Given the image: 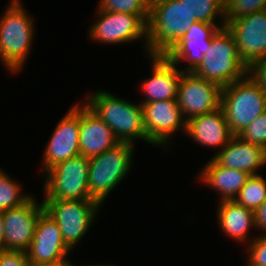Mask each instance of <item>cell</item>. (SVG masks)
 Returning <instances> with one entry per match:
<instances>
[{
    "mask_svg": "<svg viewBox=\"0 0 266 266\" xmlns=\"http://www.w3.org/2000/svg\"><path fill=\"white\" fill-rule=\"evenodd\" d=\"M197 22L179 0H150L147 46L152 55H165Z\"/></svg>",
    "mask_w": 266,
    "mask_h": 266,
    "instance_id": "6da1fadb",
    "label": "cell"
},
{
    "mask_svg": "<svg viewBox=\"0 0 266 266\" xmlns=\"http://www.w3.org/2000/svg\"><path fill=\"white\" fill-rule=\"evenodd\" d=\"M91 93L86 97L85 104L110 127L119 142L133 144L135 140L141 139L153 145L144 129L143 109L140 103L135 104L116 97L109 91Z\"/></svg>",
    "mask_w": 266,
    "mask_h": 266,
    "instance_id": "7a4b0ae2",
    "label": "cell"
},
{
    "mask_svg": "<svg viewBox=\"0 0 266 266\" xmlns=\"http://www.w3.org/2000/svg\"><path fill=\"white\" fill-rule=\"evenodd\" d=\"M0 18V61L11 73L26 63L35 30L34 18L24 9L20 0H10Z\"/></svg>",
    "mask_w": 266,
    "mask_h": 266,
    "instance_id": "3957f363",
    "label": "cell"
},
{
    "mask_svg": "<svg viewBox=\"0 0 266 266\" xmlns=\"http://www.w3.org/2000/svg\"><path fill=\"white\" fill-rule=\"evenodd\" d=\"M203 56L201 65L193 74L221 88L247 75L248 66L240 58L235 39L226 26L212 36L210 48Z\"/></svg>",
    "mask_w": 266,
    "mask_h": 266,
    "instance_id": "277c9868",
    "label": "cell"
},
{
    "mask_svg": "<svg viewBox=\"0 0 266 266\" xmlns=\"http://www.w3.org/2000/svg\"><path fill=\"white\" fill-rule=\"evenodd\" d=\"M230 132L239 135L266 112V92L248 75L222 88L221 104Z\"/></svg>",
    "mask_w": 266,
    "mask_h": 266,
    "instance_id": "5b68a950",
    "label": "cell"
},
{
    "mask_svg": "<svg viewBox=\"0 0 266 266\" xmlns=\"http://www.w3.org/2000/svg\"><path fill=\"white\" fill-rule=\"evenodd\" d=\"M134 145L119 142L102 154L89 158L88 191L93 200L102 204L120 184L132 167Z\"/></svg>",
    "mask_w": 266,
    "mask_h": 266,
    "instance_id": "8992f818",
    "label": "cell"
},
{
    "mask_svg": "<svg viewBox=\"0 0 266 266\" xmlns=\"http://www.w3.org/2000/svg\"><path fill=\"white\" fill-rule=\"evenodd\" d=\"M88 176L89 158L83 155L58 163L45 172L44 200H93Z\"/></svg>",
    "mask_w": 266,
    "mask_h": 266,
    "instance_id": "52a82bcc",
    "label": "cell"
},
{
    "mask_svg": "<svg viewBox=\"0 0 266 266\" xmlns=\"http://www.w3.org/2000/svg\"><path fill=\"white\" fill-rule=\"evenodd\" d=\"M45 212L58 224L71 250L81 241L101 208L96 200H43ZM93 222V223H92Z\"/></svg>",
    "mask_w": 266,
    "mask_h": 266,
    "instance_id": "ba28073f",
    "label": "cell"
},
{
    "mask_svg": "<svg viewBox=\"0 0 266 266\" xmlns=\"http://www.w3.org/2000/svg\"><path fill=\"white\" fill-rule=\"evenodd\" d=\"M96 15L99 18L89 29L91 40L113 45L143 38L147 46V22L140 15L105 10Z\"/></svg>",
    "mask_w": 266,
    "mask_h": 266,
    "instance_id": "9c48e42d",
    "label": "cell"
},
{
    "mask_svg": "<svg viewBox=\"0 0 266 266\" xmlns=\"http://www.w3.org/2000/svg\"><path fill=\"white\" fill-rule=\"evenodd\" d=\"M221 91L218 84L184 72L177 92V102L183 118L187 121L220 108Z\"/></svg>",
    "mask_w": 266,
    "mask_h": 266,
    "instance_id": "30bf717a",
    "label": "cell"
},
{
    "mask_svg": "<svg viewBox=\"0 0 266 266\" xmlns=\"http://www.w3.org/2000/svg\"><path fill=\"white\" fill-rule=\"evenodd\" d=\"M81 123V104L77 103L63 116L42 156V171L45 173L55 165L72 157L80 155L79 128Z\"/></svg>",
    "mask_w": 266,
    "mask_h": 266,
    "instance_id": "8fae6325",
    "label": "cell"
},
{
    "mask_svg": "<svg viewBox=\"0 0 266 266\" xmlns=\"http://www.w3.org/2000/svg\"><path fill=\"white\" fill-rule=\"evenodd\" d=\"M140 104L143 109L144 129L153 146H168L170 136L172 137L179 129H182V132L186 131V120L177 99Z\"/></svg>",
    "mask_w": 266,
    "mask_h": 266,
    "instance_id": "7c38bea8",
    "label": "cell"
},
{
    "mask_svg": "<svg viewBox=\"0 0 266 266\" xmlns=\"http://www.w3.org/2000/svg\"><path fill=\"white\" fill-rule=\"evenodd\" d=\"M45 211L43 201L31 196L22 205L3 211L4 250L27 251L33 240L39 216Z\"/></svg>",
    "mask_w": 266,
    "mask_h": 266,
    "instance_id": "4fadbf2b",
    "label": "cell"
},
{
    "mask_svg": "<svg viewBox=\"0 0 266 266\" xmlns=\"http://www.w3.org/2000/svg\"><path fill=\"white\" fill-rule=\"evenodd\" d=\"M238 47L240 58L249 66L266 57V9L236 20H225Z\"/></svg>",
    "mask_w": 266,
    "mask_h": 266,
    "instance_id": "5bb4252c",
    "label": "cell"
},
{
    "mask_svg": "<svg viewBox=\"0 0 266 266\" xmlns=\"http://www.w3.org/2000/svg\"><path fill=\"white\" fill-rule=\"evenodd\" d=\"M70 250L63 241L58 224L44 211L38 218L33 240L26 251L32 264L71 262Z\"/></svg>",
    "mask_w": 266,
    "mask_h": 266,
    "instance_id": "9a60e30c",
    "label": "cell"
},
{
    "mask_svg": "<svg viewBox=\"0 0 266 266\" xmlns=\"http://www.w3.org/2000/svg\"><path fill=\"white\" fill-rule=\"evenodd\" d=\"M218 29L217 24L197 21L164 56L176 65L186 61L183 71L193 73L201 65Z\"/></svg>",
    "mask_w": 266,
    "mask_h": 266,
    "instance_id": "2e32d148",
    "label": "cell"
},
{
    "mask_svg": "<svg viewBox=\"0 0 266 266\" xmlns=\"http://www.w3.org/2000/svg\"><path fill=\"white\" fill-rule=\"evenodd\" d=\"M150 59L153 75L141 84L142 92L146 95L141 103L177 99L178 85L184 71L179 70L164 55H152Z\"/></svg>",
    "mask_w": 266,
    "mask_h": 266,
    "instance_id": "e0dca14e",
    "label": "cell"
},
{
    "mask_svg": "<svg viewBox=\"0 0 266 266\" xmlns=\"http://www.w3.org/2000/svg\"><path fill=\"white\" fill-rule=\"evenodd\" d=\"M118 143L110 127L83 102L79 128L80 155L90 158L102 154Z\"/></svg>",
    "mask_w": 266,
    "mask_h": 266,
    "instance_id": "ac0fdd59",
    "label": "cell"
},
{
    "mask_svg": "<svg viewBox=\"0 0 266 266\" xmlns=\"http://www.w3.org/2000/svg\"><path fill=\"white\" fill-rule=\"evenodd\" d=\"M221 166L258 175L260 167L266 165V150L233 135L229 143L212 156Z\"/></svg>",
    "mask_w": 266,
    "mask_h": 266,
    "instance_id": "d6986e66",
    "label": "cell"
},
{
    "mask_svg": "<svg viewBox=\"0 0 266 266\" xmlns=\"http://www.w3.org/2000/svg\"><path fill=\"white\" fill-rule=\"evenodd\" d=\"M185 133L194 142L206 147H218L221 148L220 150L229 143L233 136L221 107L188 119Z\"/></svg>",
    "mask_w": 266,
    "mask_h": 266,
    "instance_id": "ffe728a7",
    "label": "cell"
},
{
    "mask_svg": "<svg viewBox=\"0 0 266 266\" xmlns=\"http://www.w3.org/2000/svg\"><path fill=\"white\" fill-rule=\"evenodd\" d=\"M201 182L220 193V201L234 200L251 176L245 171L221 166L213 157L200 171Z\"/></svg>",
    "mask_w": 266,
    "mask_h": 266,
    "instance_id": "44dd1931",
    "label": "cell"
},
{
    "mask_svg": "<svg viewBox=\"0 0 266 266\" xmlns=\"http://www.w3.org/2000/svg\"><path fill=\"white\" fill-rule=\"evenodd\" d=\"M217 211L219 227L227 237L245 242L249 230L255 228L254 212L235 200L220 201Z\"/></svg>",
    "mask_w": 266,
    "mask_h": 266,
    "instance_id": "7402d4cb",
    "label": "cell"
},
{
    "mask_svg": "<svg viewBox=\"0 0 266 266\" xmlns=\"http://www.w3.org/2000/svg\"><path fill=\"white\" fill-rule=\"evenodd\" d=\"M193 15L196 21L217 24L219 28L226 26L225 23V1L224 0H179ZM220 21L216 23L217 17Z\"/></svg>",
    "mask_w": 266,
    "mask_h": 266,
    "instance_id": "603a6c76",
    "label": "cell"
},
{
    "mask_svg": "<svg viewBox=\"0 0 266 266\" xmlns=\"http://www.w3.org/2000/svg\"><path fill=\"white\" fill-rule=\"evenodd\" d=\"M234 200L255 212L266 200V179L260 174L251 175Z\"/></svg>",
    "mask_w": 266,
    "mask_h": 266,
    "instance_id": "cb8c5ba5",
    "label": "cell"
},
{
    "mask_svg": "<svg viewBox=\"0 0 266 266\" xmlns=\"http://www.w3.org/2000/svg\"><path fill=\"white\" fill-rule=\"evenodd\" d=\"M21 185L0 169V211H7L26 202L32 195L21 193Z\"/></svg>",
    "mask_w": 266,
    "mask_h": 266,
    "instance_id": "d4e9b609",
    "label": "cell"
},
{
    "mask_svg": "<svg viewBox=\"0 0 266 266\" xmlns=\"http://www.w3.org/2000/svg\"><path fill=\"white\" fill-rule=\"evenodd\" d=\"M98 10L140 15L149 20L150 0H100Z\"/></svg>",
    "mask_w": 266,
    "mask_h": 266,
    "instance_id": "484cf974",
    "label": "cell"
},
{
    "mask_svg": "<svg viewBox=\"0 0 266 266\" xmlns=\"http://www.w3.org/2000/svg\"><path fill=\"white\" fill-rule=\"evenodd\" d=\"M225 20H236L266 9V0H224Z\"/></svg>",
    "mask_w": 266,
    "mask_h": 266,
    "instance_id": "4316f807",
    "label": "cell"
},
{
    "mask_svg": "<svg viewBox=\"0 0 266 266\" xmlns=\"http://www.w3.org/2000/svg\"><path fill=\"white\" fill-rule=\"evenodd\" d=\"M238 136L266 150V112L254 119Z\"/></svg>",
    "mask_w": 266,
    "mask_h": 266,
    "instance_id": "83f0119b",
    "label": "cell"
},
{
    "mask_svg": "<svg viewBox=\"0 0 266 266\" xmlns=\"http://www.w3.org/2000/svg\"><path fill=\"white\" fill-rule=\"evenodd\" d=\"M249 242L246 266H266V235H260Z\"/></svg>",
    "mask_w": 266,
    "mask_h": 266,
    "instance_id": "f1b7e54d",
    "label": "cell"
},
{
    "mask_svg": "<svg viewBox=\"0 0 266 266\" xmlns=\"http://www.w3.org/2000/svg\"><path fill=\"white\" fill-rule=\"evenodd\" d=\"M25 251L0 250V266H31Z\"/></svg>",
    "mask_w": 266,
    "mask_h": 266,
    "instance_id": "f546056e",
    "label": "cell"
},
{
    "mask_svg": "<svg viewBox=\"0 0 266 266\" xmlns=\"http://www.w3.org/2000/svg\"><path fill=\"white\" fill-rule=\"evenodd\" d=\"M247 75L266 92V57L252 62L248 66Z\"/></svg>",
    "mask_w": 266,
    "mask_h": 266,
    "instance_id": "4dcf8cb0",
    "label": "cell"
},
{
    "mask_svg": "<svg viewBox=\"0 0 266 266\" xmlns=\"http://www.w3.org/2000/svg\"><path fill=\"white\" fill-rule=\"evenodd\" d=\"M255 230H259L260 235H266V200L254 212ZM263 230V231H262Z\"/></svg>",
    "mask_w": 266,
    "mask_h": 266,
    "instance_id": "1f68e13d",
    "label": "cell"
},
{
    "mask_svg": "<svg viewBox=\"0 0 266 266\" xmlns=\"http://www.w3.org/2000/svg\"><path fill=\"white\" fill-rule=\"evenodd\" d=\"M4 249V224L3 212L0 211V250Z\"/></svg>",
    "mask_w": 266,
    "mask_h": 266,
    "instance_id": "d6a6232c",
    "label": "cell"
},
{
    "mask_svg": "<svg viewBox=\"0 0 266 266\" xmlns=\"http://www.w3.org/2000/svg\"><path fill=\"white\" fill-rule=\"evenodd\" d=\"M71 262H57L47 264H31V266H70Z\"/></svg>",
    "mask_w": 266,
    "mask_h": 266,
    "instance_id": "836d02e7",
    "label": "cell"
},
{
    "mask_svg": "<svg viewBox=\"0 0 266 266\" xmlns=\"http://www.w3.org/2000/svg\"><path fill=\"white\" fill-rule=\"evenodd\" d=\"M87 266H112V265H87Z\"/></svg>",
    "mask_w": 266,
    "mask_h": 266,
    "instance_id": "e575fe53",
    "label": "cell"
}]
</instances>
